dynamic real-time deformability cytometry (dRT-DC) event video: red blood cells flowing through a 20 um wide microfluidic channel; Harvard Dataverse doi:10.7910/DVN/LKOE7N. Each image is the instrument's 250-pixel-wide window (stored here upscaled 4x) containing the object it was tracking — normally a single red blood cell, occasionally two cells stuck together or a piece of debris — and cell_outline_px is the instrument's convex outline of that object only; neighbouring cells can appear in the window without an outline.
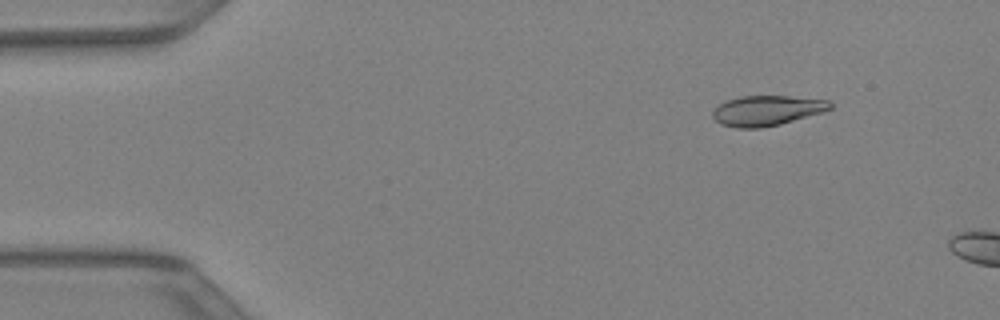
{"species": "Egyptian fruit bat (a non-hibernating species)", "species_latin": "Rousettus aegyptiacus", "temperature_condition": "warm", "stored_images_in_passage": 10, "camera_frame_rate_fps": 3000, "um_per_image_px": 0.085, "animal": {"sex": "female"}, "frame": {"image": 1, "passage_image": 5, "time_ms": 1.333, "image_size_px": [1000, 320], "cell_outline_px": [[832, 108], [820, 112], [780, 124], [760, 128], [736, 128], [720, 124], [712, 116], [712, 112], [724, 100], [740, 96], [788, 96], [828, 100], [832, 104]], "centroid_in_image_um": [65.13, 9.39], "position_along_channel_um": 19.9, "area_um2": 20.46}}